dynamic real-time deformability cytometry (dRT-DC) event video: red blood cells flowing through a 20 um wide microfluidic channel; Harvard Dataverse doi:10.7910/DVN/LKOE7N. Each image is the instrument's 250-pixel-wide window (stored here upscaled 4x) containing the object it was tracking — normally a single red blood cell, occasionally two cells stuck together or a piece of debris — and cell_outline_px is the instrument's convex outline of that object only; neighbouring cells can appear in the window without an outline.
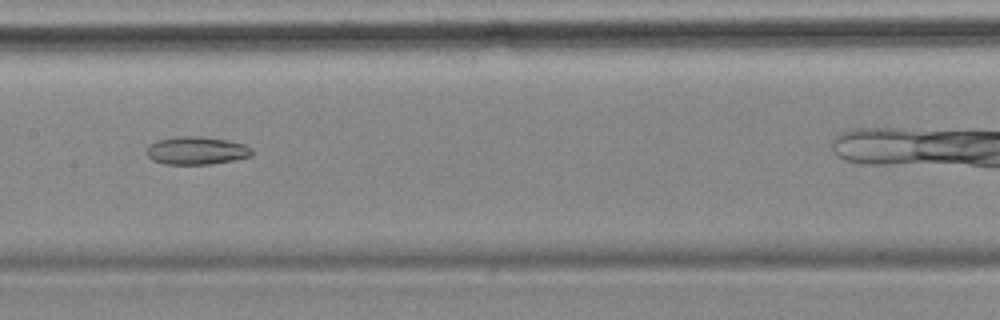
{"species": "common noctule bat (a hibernating species)", "species_latin": "Nyctalus noctula", "temperature_condition": "cold", "stored_images_in_passage": 6, "camera_frame_rate_fps": 3000, "um_per_image_px": 0.085, "animal": {"sex": "female", "body_mass_g": 18.4}, "frame": {"image": 1, "passage_image": 5, "time_ms": 4.333, "image_size_px": [1000, 320], "cell_outline_px": [[252, 156], [232, 160], [208, 164], [164, 164], [152, 160], [144, 152], [148, 144], [156, 140], [176, 136], [200, 136], [228, 140], [244, 144], [252, 148]], "centroid_in_image_um": [16.65, 12.79], "position_along_channel_um": 190.8, "area_um2": 17.34}}
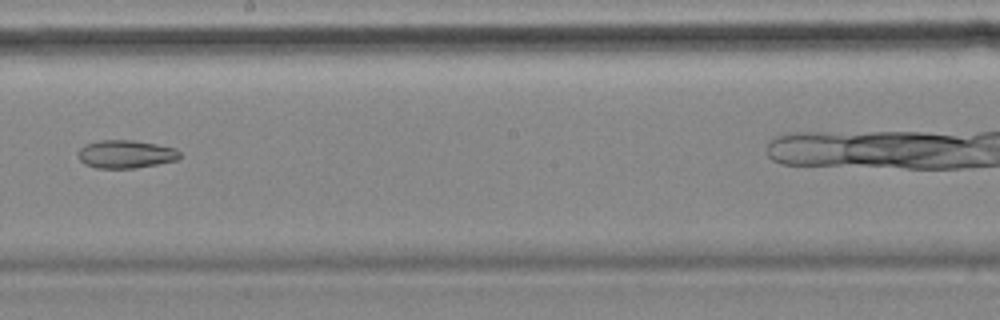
{"frame": {"image": 2, "passage_image": 6, "time_ms": 5.667, "image_size_px": [1000, 320], "cell_outline_px": [[180, 156], [176, 160], [156, 164], [132, 168], [96, 168], [84, 164], [80, 160], [76, 152], [84, 144], [100, 140], [132, 140], [156, 144], [176, 148], [180, 152]], "centroid_in_image_um": [10.64, 13.09], "position_along_channel_um": 237.6, "area_um2": 16.65}}